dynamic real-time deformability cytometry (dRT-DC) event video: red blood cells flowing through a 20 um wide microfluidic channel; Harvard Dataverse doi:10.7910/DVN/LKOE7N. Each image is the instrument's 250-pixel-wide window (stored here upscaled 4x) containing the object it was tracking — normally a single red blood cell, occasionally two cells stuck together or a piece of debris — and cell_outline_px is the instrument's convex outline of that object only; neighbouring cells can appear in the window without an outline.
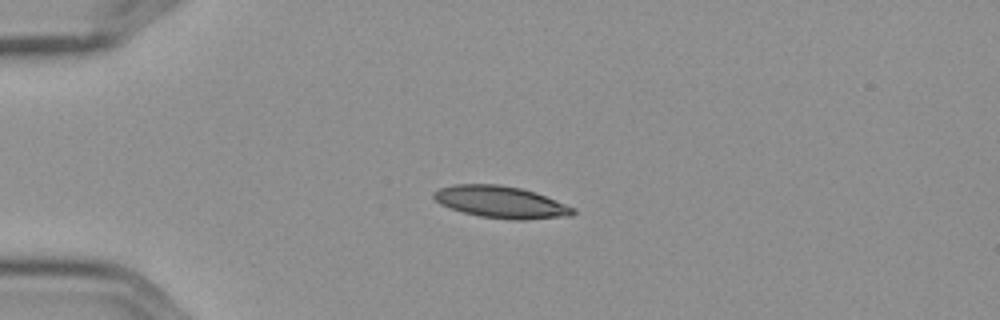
{"species": "Egyptian fruit bat (a non-hibernating species)", "species_latin": "Rousettus aegyptiacus", "temperature_condition": "cold", "stored_images_in_passage": 4, "camera_frame_rate_fps": 3000, "um_per_image_px": 0.085, "frame": {"image": 1, "passage_image": 3, "time_ms": 0.667, "image_size_px": [1000, 320], "cell_outline_px": [[576, 212], [572, 216], [524, 220], [516, 220], [480, 216], [464, 212], [440, 204], [432, 196], [432, 192], [440, 188], [452, 184], [500, 184], [520, 188], [536, 192], [576, 208]], "centroid_in_image_um": [42.61, 17.17], "position_along_channel_um": 42.4, "area_um2": 26.01}}